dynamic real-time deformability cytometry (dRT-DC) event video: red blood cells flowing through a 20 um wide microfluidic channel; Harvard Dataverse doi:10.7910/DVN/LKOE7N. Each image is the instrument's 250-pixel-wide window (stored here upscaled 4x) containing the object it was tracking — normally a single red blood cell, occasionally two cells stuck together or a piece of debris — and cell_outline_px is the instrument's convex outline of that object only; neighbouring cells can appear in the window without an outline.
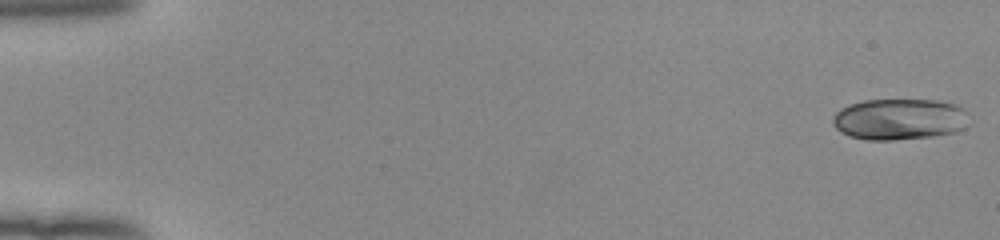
{"species": "human", "species_latin": "Homo sapiens", "temperature_condition": "room temperature", "stored_images_in_passage": 52, "camera_frame_rate_fps": 3000, "um_per_image_px": 0.085, "donor": {"sex": "female"}, "frame": {"image": 1, "passage_image": 1, "time_ms": 0.0, "image_size_px": [1000, 240], "cell_outline_px": [[968, 124], [964, 128], [956, 132], [932, 136], [892, 140], [868, 140], [848, 136], [840, 132], [832, 124], [832, 116], [840, 108], [864, 100], [936, 100], [956, 104], [964, 108], [968, 112]], "centroid_in_image_um": [76.46, 10.13], "position_along_channel_um": 8.5, "area_um2": 33.06}}
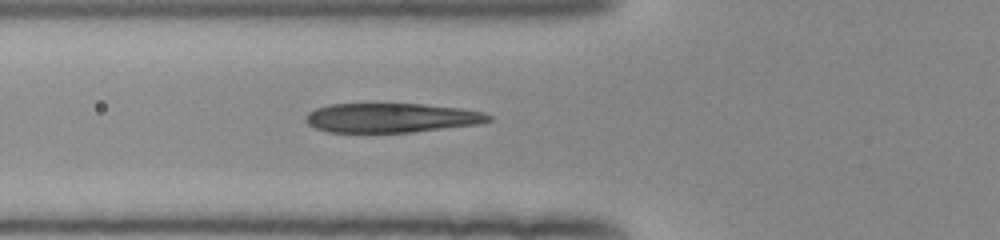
{"frame": {"image": 2, "passage_image": 20, "time_ms": 6.333, "image_size_px": [1000, 240], "cell_outline_px": [[492, 120], [480, 124], [412, 132], [328, 132], [316, 128], [308, 124], [304, 120], [304, 116], [308, 112], [316, 108], [328, 104], [420, 104], [460, 108], [484, 112], [492, 116]], "centroid_in_image_um": [33.26, 10.01], "position_along_channel_um": 92.5, "area_um2": 31.39}}
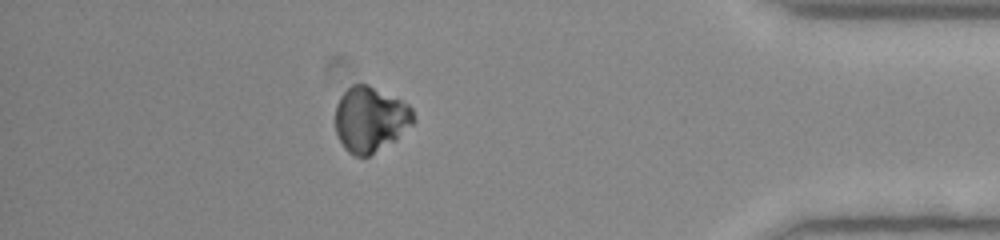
{"frame": {"image": 3, "passage_image": 46, "time_ms": 15.0, "image_size_px": [1000, 240], "cell_outline_px": [[416, 120], [396, 140], [368, 156], [356, 156], [348, 152], [344, 148], [336, 132], [336, 104], [340, 96], [352, 84], [368, 84], [408, 104], [412, 108]], "centroid_in_image_um": [31.48, 10.14], "position_along_channel_um": 403.7, "area_um2": 29.65}, "authors_computed_cell_mechanics": {"area_um2": 31.5299, "velocity_mm_per_s": 4.0072, "shape_relaxation_time_tau1_ms": 2.1199, "shape_relaxation_time_tau2_ms": 3.5466, "deformation_change_tau1": 0.1084, "deformation_change_tau2": 0.0858}}